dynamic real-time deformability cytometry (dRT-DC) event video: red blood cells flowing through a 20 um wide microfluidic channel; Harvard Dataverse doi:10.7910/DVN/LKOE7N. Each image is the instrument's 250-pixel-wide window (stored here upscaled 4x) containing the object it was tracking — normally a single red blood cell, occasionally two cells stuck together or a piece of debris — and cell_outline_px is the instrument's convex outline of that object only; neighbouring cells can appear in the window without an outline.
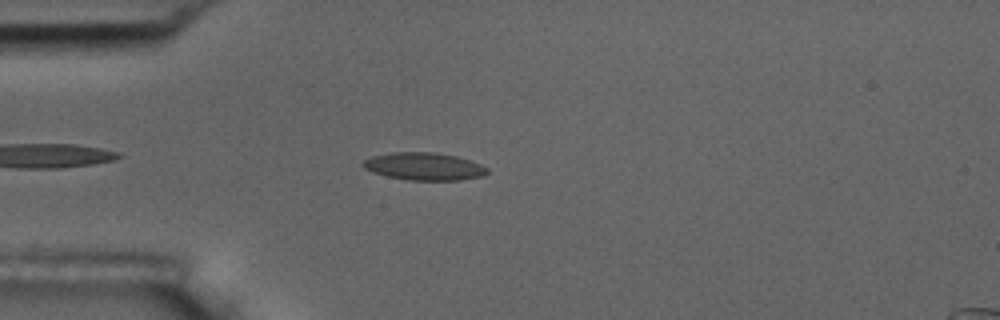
{"species": "common noctule bat (a hibernating species)", "species_latin": "Nyctalus noctula", "temperature_condition": "room temperature", "stored_images_in_passage": 46, "camera_frame_rate_fps": 3000, "um_per_image_px": 0.085, "animal": {"sex": "male", "body_mass_g": 17.5, "forearm_length_mm": 52.3}, "frame": {"image": 1, "passage_image": 5, "time_ms": 1.333, "image_size_px": [1000, 320], "cell_outline_px": [[488, 172], [484, 176], [460, 180], [408, 180], [388, 176], [372, 172], [364, 168], [360, 164], [364, 160], [372, 156], [392, 152], [436, 152], [456, 156], [480, 164], [488, 168]], "centroid_in_image_um": [36.04, 14.14], "position_along_channel_um": 49.0, "area_um2": 20.0}}
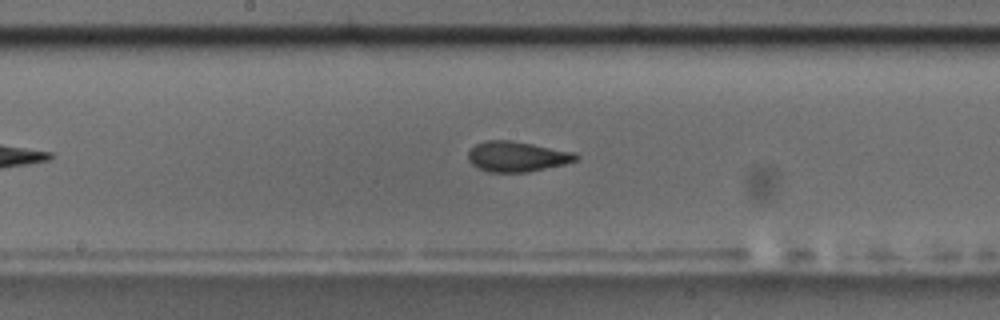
{"frame": {"image": 2, "passage_image": 19, "time_ms": 6.0, "image_size_px": [1000, 320], "cell_outline_px": [[580, 156], [576, 160], [564, 164], [528, 172], [488, 172], [476, 168], [468, 160], [468, 152], [476, 144], [484, 140], [512, 140], [576, 152]], "centroid_in_image_um": [43.93, 13.3], "position_along_channel_um": 204.3, "area_um2": 19.19}}
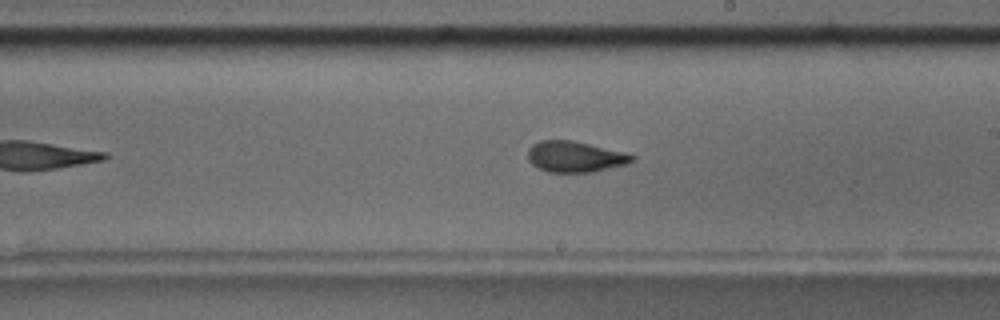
{"frame": {"image": 3, "passage_image": 22, "time_ms": 7.0, "image_size_px": [1000, 320], "cell_outline_px": [[636, 160], [628, 164], [592, 172], [548, 172], [532, 164], [528, 160], [528, 148], [532, 144], [540, 140], [572, 140], [624, 152], [636, 156]], "centroid_in_image_um": [48.89, 13.32], "position_along_channel_um": 240.1, "area_um2": 18.84}, "authors_computed_cell_mechanics": {"area_um2": 18.9873, "velocity_mm_per_s": 3.6021, "shape_relaxation_time_tau1_ms": 8.024, "shape_relaxation_time_tau2_ms": 2.1299, "deformation_change_tau1": 0.2175, "deformation_change_tau2": 0.082}}